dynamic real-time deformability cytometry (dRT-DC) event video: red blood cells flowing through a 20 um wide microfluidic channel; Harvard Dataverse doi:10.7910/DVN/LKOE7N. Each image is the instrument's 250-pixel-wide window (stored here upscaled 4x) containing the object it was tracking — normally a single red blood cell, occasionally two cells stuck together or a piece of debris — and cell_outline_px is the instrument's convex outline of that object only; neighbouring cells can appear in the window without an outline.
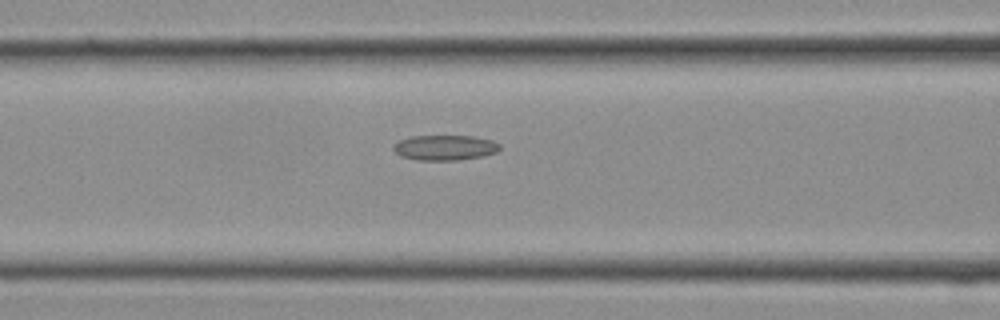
{"species": "Egyptian fruit bat (a non-hibernating species)", "species_latin": "Rousettus aegyptiacus", "temperature_condition": "cold", "stored_images_in_passage": 13, "camera_frame_rate_fps": 3000, "um_per_image_px": 0.085, "frame": {"image": 1, "passage_image": 11, "time_ms": 3.333, "image_size_px": [1000, 320], "cell_outline_px": [[500, 148], [496, 152], [484, 156], [460, 160], [416, 160], [400, 156], [392, 148], [392, 144], [400, 140], [412, 136], [472, 136], [492, 140], [500, 144]], "centroid_in_image_um": [37.8, 12.55], "position_along_channel_um": 128.8, "area_um2": 15.72}}
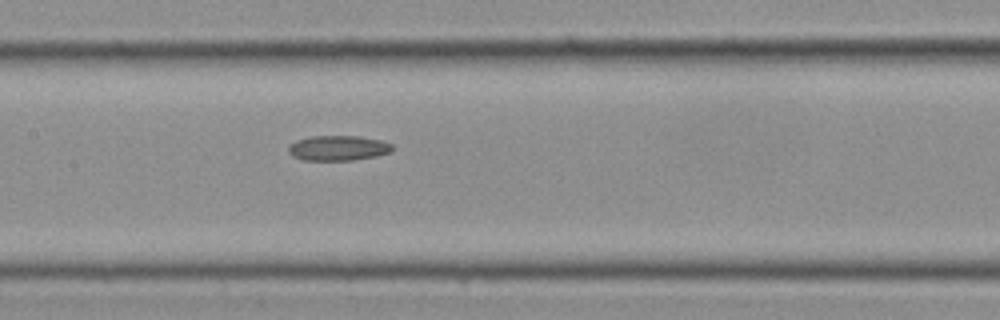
{"frame": {"image": 2, "passage_image": 13, "time_ms": 4.0, "image_size_px": [1000, 320], "cell_outline_px": [[392, 152], [376, 156], [352, 160], [304, 160], [292, 156], [288, 152], [288, 148], [296, 140], [312, 136], [360, 136], [380, 140], [392, 144]], "centroid_in_image_um": [28.75, 12.58], "position_along_channel_um": 178.7, "area_um2": 15.14}}